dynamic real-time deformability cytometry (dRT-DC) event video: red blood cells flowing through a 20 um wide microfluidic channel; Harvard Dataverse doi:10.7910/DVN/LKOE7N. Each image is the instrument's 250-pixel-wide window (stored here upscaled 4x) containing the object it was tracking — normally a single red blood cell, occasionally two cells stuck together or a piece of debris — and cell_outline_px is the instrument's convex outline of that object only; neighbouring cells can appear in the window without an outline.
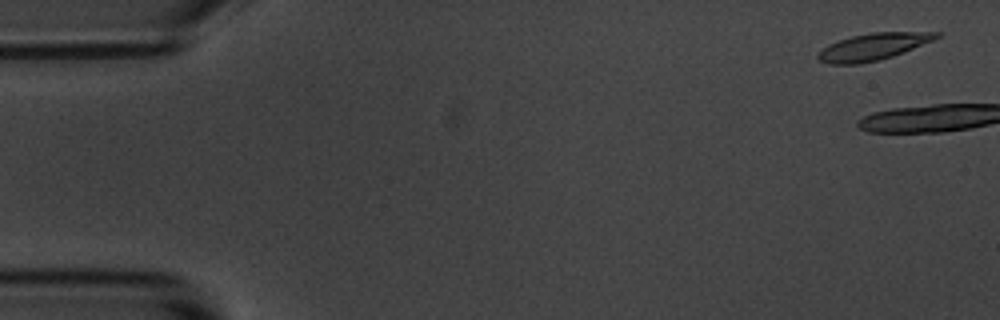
{"species": "common noctule bat (a hibernating species)", "species_latin": "Nyctalus noctula", "temperature_condition": "room temperature", "stored_images_in_passage": 5, "camera_frame_rate_fps": 3000, "um_per_image_px": 0.085, "animal": {"sex": "male", "body_mass_g": 20.1, "forearm_length_mm": 53.5}, "frame": {"image": 1, "passage_image": 1, "time_ms": 0.0, "image_size_px": [1000, 320], "cell_outline_px": [[940, 36], [932, 40], [892, 56], [880, 60], [860, 64], [828, 64], [820, 60], [816, 56], [816, 52], [828, 44], [852, 36], [872, 32], [940, 32]], "centroid_in_image_um": [74.14, 3.98], "position_along_channel_um": 10.9, "area_um2": 18.38}}